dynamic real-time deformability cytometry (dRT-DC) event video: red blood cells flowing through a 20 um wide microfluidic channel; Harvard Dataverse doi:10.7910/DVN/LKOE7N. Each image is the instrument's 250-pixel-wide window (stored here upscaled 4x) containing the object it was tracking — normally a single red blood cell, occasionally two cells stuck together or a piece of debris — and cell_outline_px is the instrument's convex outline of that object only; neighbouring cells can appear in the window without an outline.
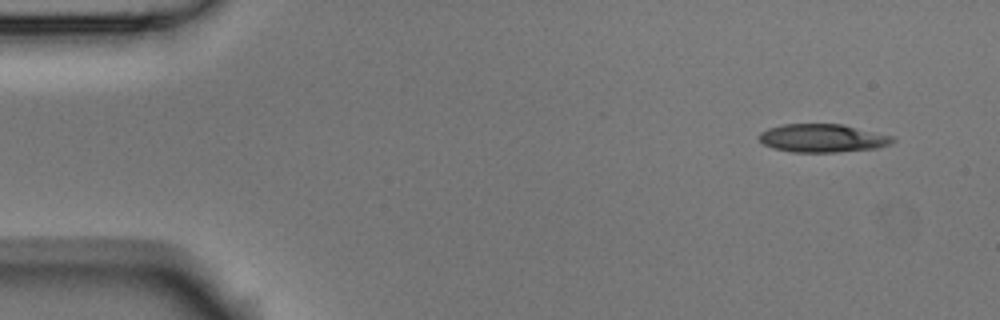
{"species": "Egyptian fruit bat (a non-hibernating species)", "species_latin": "Rousettus aegyptiacus", "temperature_condition": "room temperature", "stored_images_in_passage": 4, "camera_frame_rate_fps": 3000, "um_per_image_px": 0.085, "animal": {"sex": "male"}, "frame": {"image": 1, "passage_image": 1, "time_ms": 0.0, "image_size_px": [1000, 320], "cell_outline_px": [[896, 140], [892, 144], [880, 148], [836, 152], [792, 152], [772, 148], [764, 144], [760, 140], [760, 132], [768, 128], [780, 124], [840, 124], [892, 136]], "centroid_in_image_um": [69.92, 11.75], "position_along_channel_um": 15.1, "area_um2": 21.96}}
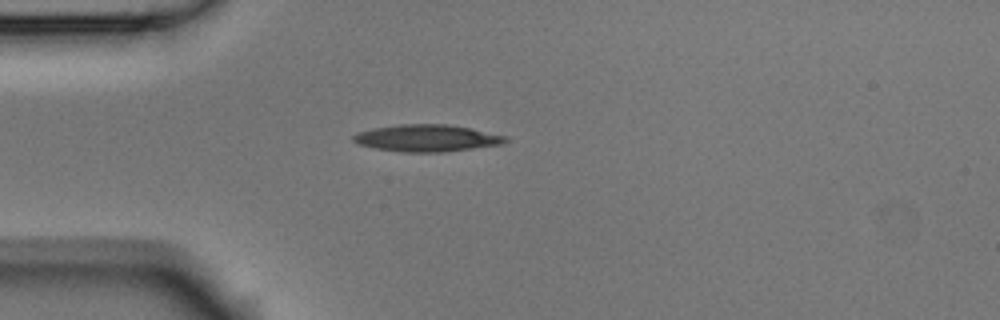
{"frame": {"image": 2, "passage_image": 4, "time_ms": 1.0, "image_size_px": [1000, 320], "cell_outline_px": [[508, 140], [500, 144], [440, 152], [400, 152], [376, 148], [360, 144], [352, 140], [352, 136], [356, 132], [376, 128], [400, 124], [448, 124], [508, 136]], "centroid_in_image_um": [36.25, 11.73], "position_along_channel_um": 48.8, "area_um2": 23.52}}